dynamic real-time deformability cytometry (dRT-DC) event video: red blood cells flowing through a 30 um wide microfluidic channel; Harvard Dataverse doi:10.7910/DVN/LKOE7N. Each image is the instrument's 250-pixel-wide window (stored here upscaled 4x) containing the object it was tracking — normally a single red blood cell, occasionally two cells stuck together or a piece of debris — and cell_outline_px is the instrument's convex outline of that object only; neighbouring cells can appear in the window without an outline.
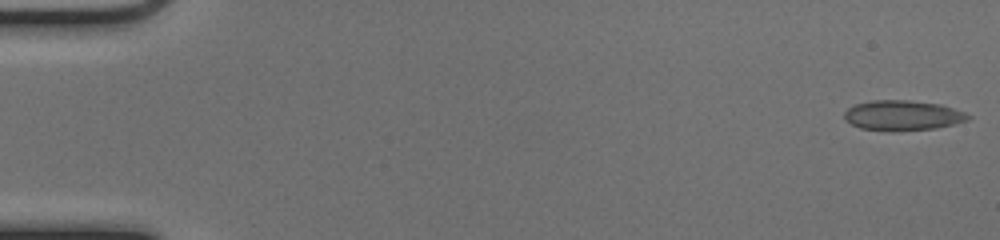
{"species": "common noctule bat (a hibernating species)", "species_latin": "Nyctalus noctula", "temperature_condition": "cold", "stored_images_in_passage": 52, "camera_frame_rate_fps": 3000, "um_per_image_px": 0.085, "animal": {"sex": "female", "body_mass_g": 17.0, "forearm_length_mm": 48.0}, "frame": {"image": 1, "passage_image": 1, "time_ms": 0.0, "image_size_px": [1000, 240], "cell_outline_px": [[972, 116], [968, 120], [936, 128], [892, 132], [860, 128], [844, 120], [844, 112], [848, 108], [856, 104], [872, 100], [908, 100], [940, 104], [964, 112]], "centroid_in_image_um": [76.7, 9.82], "position_along_channel_um": 8.3, "area_um2": 21.79}}
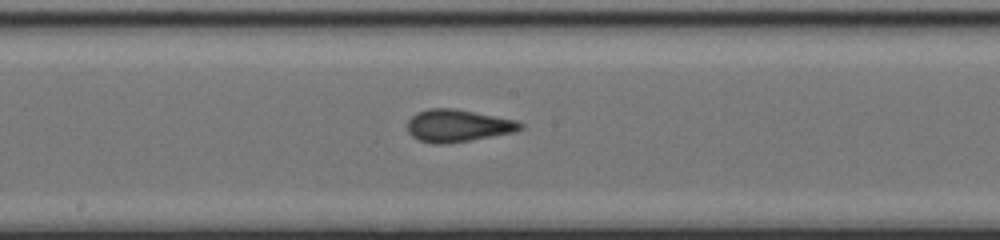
{"frame": {"image": 2, "passage_image": 28, "time_ms": 9.0, "image_size_px": [1000, 240], "cell_outline_px": [[524, 128], [516, 132], [444, 144], [432, 144], [416, 140], [408, 132], [408, 120], [416, 112], [428, 108], [456, 108], [516, 120], [524, 124]], "centroid_in_image_um": [38.91, 10.68], "position_along_channel_um": 209.3, "area_um2": 21.5}}
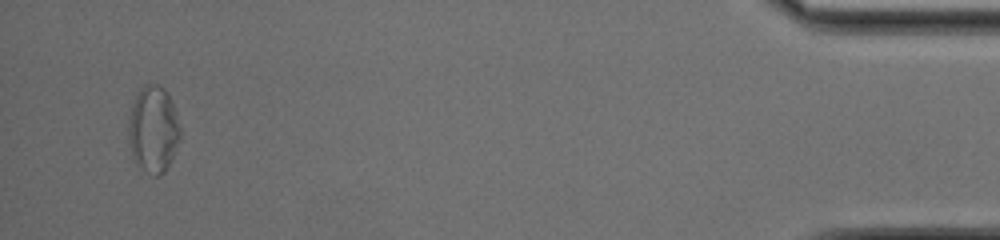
{"frame": {"image": 3, "passage_image": 50, "time_ms": 16.333, "image_size_px": [1000, 240], "cell_outline_px": [[184, 132], [164, 172], [160, 176], [152, 176], [136, 164], [132, 156], [128, 140], [128, 124], [132, 104], [140, 88], [144, 84], [156, 84], [164, 88], [176, 112]], "centroid_in_image_um": [13.04, 11.01], "position_along_channel_um": 422.2, "area_um2": 26.41}, "authors_computed_cell_mechanics": {"area_um2": 21.0392, "velocity_mm_per_s": 3.9746, "shape_relaxation_time_tau1_ms": 9.8798, "shape_relaxation_time_tau2_ms": 1.153, "deformation_change_tau1": 0.2214, "deformation_change_tau2": 0.0578}}